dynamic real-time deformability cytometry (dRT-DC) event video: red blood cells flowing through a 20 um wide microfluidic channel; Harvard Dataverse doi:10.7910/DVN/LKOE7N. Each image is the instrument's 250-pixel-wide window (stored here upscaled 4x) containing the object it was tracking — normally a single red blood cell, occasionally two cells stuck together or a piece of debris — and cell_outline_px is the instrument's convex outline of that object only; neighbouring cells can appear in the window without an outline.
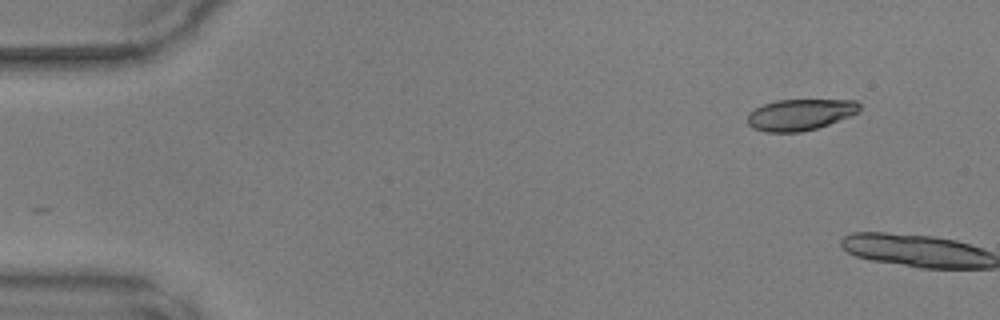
{"species": "common noctule bat (a hibernating species)", "species_latin": "Nyctalus noctula", "temperature_condition": "warm", "stored_images_in_passage": 2, "camera_frame_rate_fps": 3000, "um_per_image_px": 0.085, "animal": {"sex": "male", "body_mass_g": 17.9, "forearm_length_mm": 54.2}, "frame": {"image": 1, "passage_image": 1, "time_ms": 0.0, "image_size_px": [1000, 320], "cell_outline_px": [[860, 112], [828, 124], [816, 128], [800, 132], [764, 132], [752, 128], [748, 124], [748, 112], [764, 104], [776, 100], [856, 100], [860, 104]], "centroid_in_image_um": [68.0, 9.74], "position_along_channel_um": 17.0, "area_um2": 20.4}}